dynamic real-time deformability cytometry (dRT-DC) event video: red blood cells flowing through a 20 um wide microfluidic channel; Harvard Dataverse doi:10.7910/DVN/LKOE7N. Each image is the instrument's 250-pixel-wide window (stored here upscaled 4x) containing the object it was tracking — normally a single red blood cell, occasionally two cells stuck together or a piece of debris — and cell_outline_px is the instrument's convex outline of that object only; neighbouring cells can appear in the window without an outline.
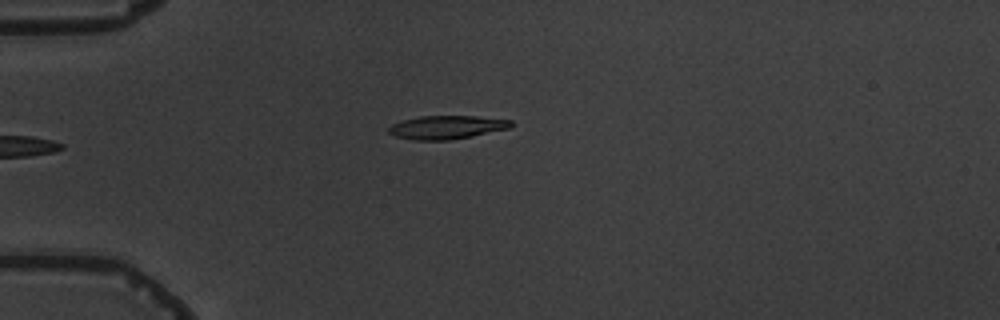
{"species": "common noctule bat (a hibernating species)", "species_latin": "Nyctalus noctula", "temperature_condition": "warm", "stored_images_in_passage": 5, "camera_frame_rate_fps": 3000, "um_per_image_px": 0.085, "animal": {"sex": "male", "body_mass_g": 19.5, "forearm_length_mm": 54.6}, "frame": {"image": 1, "passage_image": 5, "time_ms": 4.667, "image_size_px": [1000, 320], "cell_outline_px": [[516, 124], [508, 128], [472, 136], [448, 140], [412, 140], [396, 136], [388, 132], [388, 128], [392, 124], [404, 120], [420, 116], [476, 116], [512, 120]], "centroid_in_image_um": [37.99, 10.81], "position_along_channel_um": 47.0, "area_um2": 16.65}}